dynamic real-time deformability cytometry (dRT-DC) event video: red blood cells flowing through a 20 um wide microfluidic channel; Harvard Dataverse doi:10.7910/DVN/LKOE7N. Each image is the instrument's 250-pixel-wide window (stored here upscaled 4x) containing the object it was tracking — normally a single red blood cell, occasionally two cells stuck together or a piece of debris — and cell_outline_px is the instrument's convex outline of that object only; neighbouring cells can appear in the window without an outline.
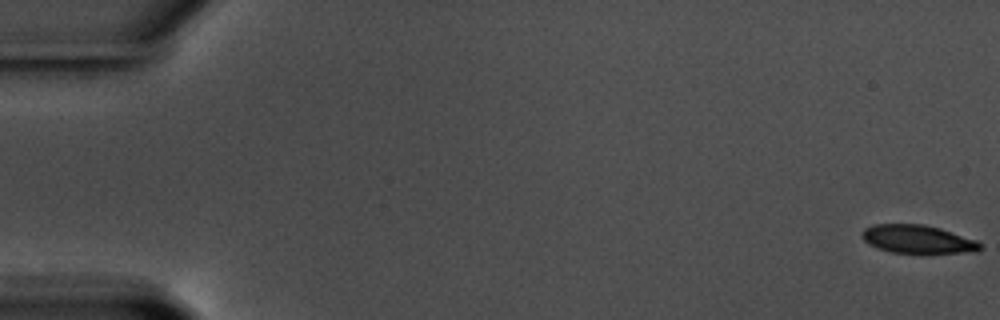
{"species": "common noctule bat (a hibernating species)", "species_latin": "Nyctalus noctula", "temperature_condition": "warm", "stored_images_in_passage": 58, "camera_frame_rate_fps": 3000, "um_per_image_px": 0.085, "animal": {"sex": "male", "body_mass_g": 17.5, "forearm_length_mm": 52.3}, "frame": {"image": 1, "passage_image": 1, "time_ms": 0.0, "image_size_px": [1000, 320], "cell_outline_px": [[984, 248], [976, 252], [892, 252], [876, 248], [868, 244], [864, 240], [860, 232], [864, 228], [872, 224], [924, 224], [940, 228], [976, 240], [984, 244]], "centroid_in_image_um": [78.0, 20.32], "position_along_channel_um": 7.0, "area_um2": 19.48}}
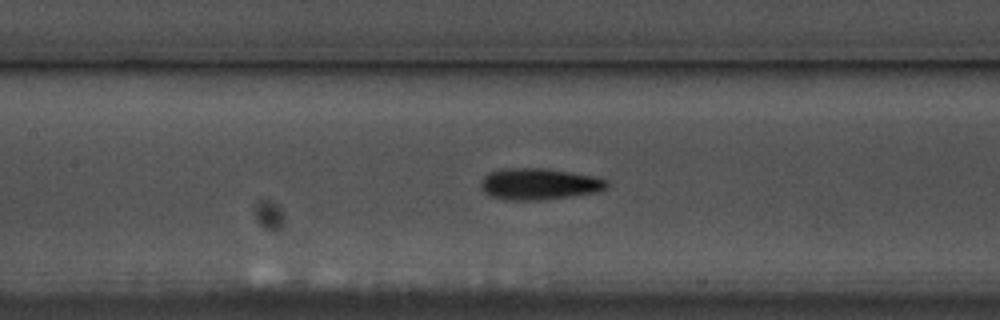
{"frame": {"image": 2, "passage_image": 28, "time_ms": 9.0, "image_size_px": [1000, 320], "cell_outline_px": [[608, 188], [596, 192], [540, 200], [508, 200], [488, 196], [480, 188], [480, 180], [488, 172], [504, 168], [540, 168], [596, 176], [608, 180]], "centroid_in_image_um": [45.77, 15.64], "position_along_channel_um": 161.6, "area_um2": 23.18}}
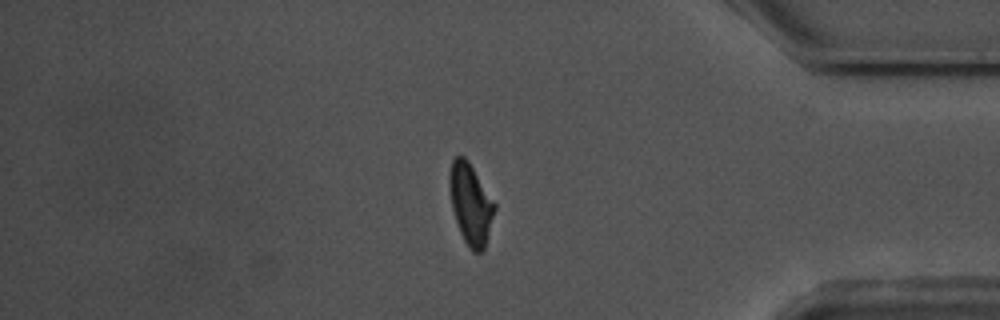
{"frame": {"image": 3, "passage_image": 50, "time_ms": 16.333, "image_size_px": [1000, 320], "cell_outline_px": [[496, 208], [484, 248], [480, 252], [472, 252], [464, 240], [460, 232], [452, 208], [448, 184], [448, 172], [452, 160], [456, 156], [464, 156], [468, 160], [496, 204]], "centroid_in_image_um": [39.98, 17.3], "position_along_channel_um": 395.2, "area_um2": 21.21}, "authors_computed_cell_mechanics": {"area_um2": 21.4149, "velocity_mm_per_s": 3.5487, "shape_relaxation_time_tau1_ms": 4.0318, "shape_relaxation_time_tau2_ms": 1.8002, "deformation_change_tau1": 0.1579, "deformation_change_tau2": 0.0891}}